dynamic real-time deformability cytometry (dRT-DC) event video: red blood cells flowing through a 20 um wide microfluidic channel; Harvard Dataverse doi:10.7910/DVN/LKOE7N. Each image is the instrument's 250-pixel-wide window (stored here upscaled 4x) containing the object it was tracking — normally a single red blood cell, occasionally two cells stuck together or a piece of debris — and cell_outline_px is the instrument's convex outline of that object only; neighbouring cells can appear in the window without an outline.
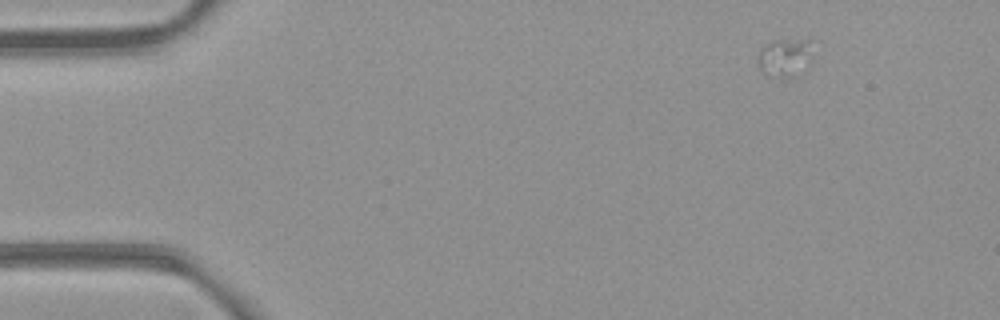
{"species": "common noctule bat (a hibernating species)", "species_latin": "Nyctalus noctula", "temperature_condition": "room temperature", "stored_images_in_passage": 3, "camera_frame_rate_fps": 3000, "um_per_image_px": 0.085, "animal": {"sex": "female", "body_mass_g": 21.9}, "frame": {"image": 1, "passage_image": 1, "time_ms": 0.0, "image_size_px": [1000, 320], "cell_outline_px": [[812, 60], [788, 76], [764, 76], [760, 68], [756, 56], [764, 44], [772, 40], [808, 40], [812, 56]], "centroid_in_image_um": [66.61, 4.85], "position_along_channel_um": 18.4, "area_um2": 11.73}}